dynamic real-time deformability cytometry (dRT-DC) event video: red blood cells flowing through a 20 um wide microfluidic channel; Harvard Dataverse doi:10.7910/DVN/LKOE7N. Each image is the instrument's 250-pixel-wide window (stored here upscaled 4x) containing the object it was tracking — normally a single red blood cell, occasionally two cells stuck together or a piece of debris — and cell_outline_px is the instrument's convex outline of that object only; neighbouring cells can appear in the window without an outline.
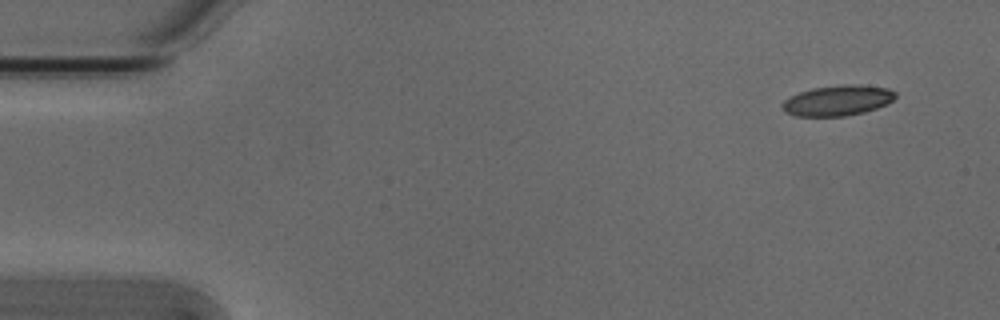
{"species": "Egyptian fruit bat (a non-hibernating species)", "species_latin": "Rousettus aegyptiacus", "temperature_condition": "cold", "stored_images_in_passage": 3, "camera_frame_rate_fps": 3000, "um_per_image_px": 0.085, "animal": {"sex": "male"}, "frame": {"image": 1, "passage_image": 1, "time_ms": 0.0, "image_size_px": [1000, 320], "cell_outline_px": [[896, 96], [892, 100], [876, 108], [864, 112], [844, 116], [796, 116], [784, 112], [780, 104], [784, 100], [800, 92], [812, 88], [848, 84], [856, 84], [888, 88], [896, 92]], "centroid_in_image_um": [71.17, 8.54], "position_along_channel_um": 13.8, "area_um2": 19.94}}